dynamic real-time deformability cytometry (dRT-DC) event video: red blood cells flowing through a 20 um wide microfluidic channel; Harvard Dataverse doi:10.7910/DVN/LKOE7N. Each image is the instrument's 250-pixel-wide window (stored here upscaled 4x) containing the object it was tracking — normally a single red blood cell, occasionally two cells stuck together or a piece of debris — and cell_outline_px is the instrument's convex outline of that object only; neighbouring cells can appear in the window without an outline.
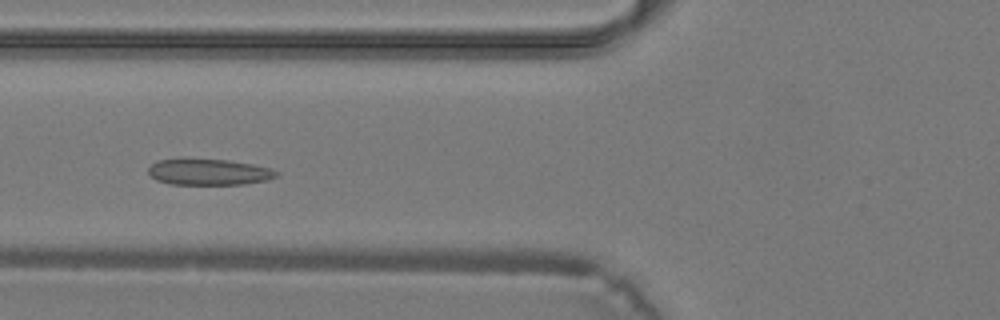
{"species": "common noctule bat (a hibernating species)", "species_latin": "Nyctalus noctula", "temperature_condition": "warm", "stored_images_in_passage": 36, "camera_frame_rate_fps": 3000, "um_per_image_px": 0.085, "animal": {"sex": "male", "body_mass_g": 19.2, "forearm_length_mm": 51.8}, "frame": {"image": 1, "passage_image": 12, "time_ms": 3.667, "image_size_px": [1000, 320], "cell_outline_px": [[280, 172], [276, 176], [268, 180], [244, 184], [168, 184], [156, 180], [148, 172], [148, 168], [156, 160], [180, 156], [184, 156], [228, 160], [252, 164], [272, 168]], "centroid_in_image_um": [17.69, 14.57], "position_along_channel_um": 108.1, "area_um2": 20.35}}
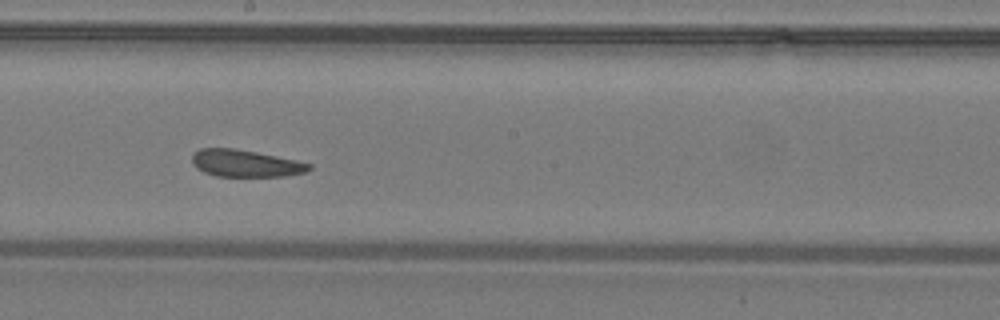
{"frame": {"image": 2, "passage_image": 19, "time_ms": 6.0, "image_size_px": [1000, 320], "cell_outline_px": [[312, 168], [304, 172], [284, 176], [216, 176], [204, 172], [196, 168], [192, 164], [192, 156], [200, 148], [236, 148], [296, 160], [312, 164]], "centroid_in_image_um": [20.85, 13.88], "position_along_channel_um": 227.4, "area_um2": 18.38}}
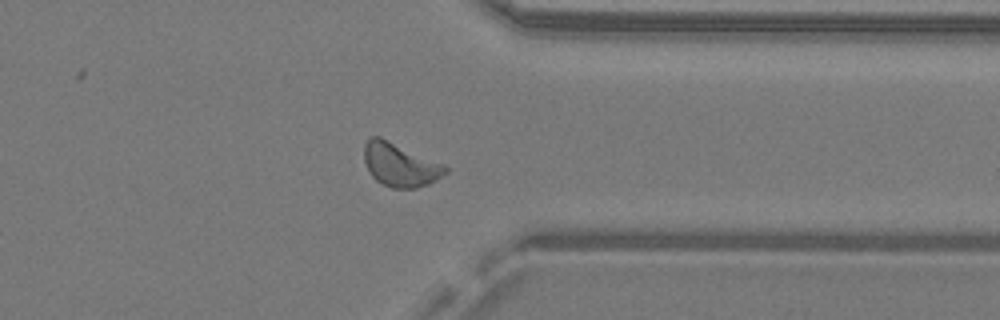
{"frame": {"image": 3, "passage_image": 28, "time_ms": 9.0, "image_size_px": [1000, 320], "cell_outline_px": [[448, 172], [436, 180], [428, 184], [416, 188], [392, 188], [376, 180], [368, 172], [364, 160], [364, 144], [368, 136], [380, 136], [444, 164], [448, 168]], "centroid_in_image_um": [33.99, 13.99], "position_along_channel_um": 377.4, "area_um2": 20.75}}